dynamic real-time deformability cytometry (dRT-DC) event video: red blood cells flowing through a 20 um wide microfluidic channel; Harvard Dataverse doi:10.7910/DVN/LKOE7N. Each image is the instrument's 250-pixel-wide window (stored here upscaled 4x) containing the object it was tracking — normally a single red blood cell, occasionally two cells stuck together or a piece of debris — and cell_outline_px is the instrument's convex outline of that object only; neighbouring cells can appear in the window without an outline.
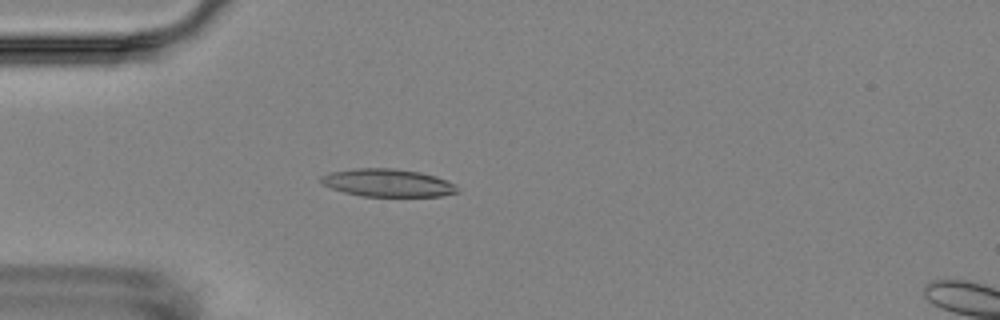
{"species": "Egyptian fruit bat (a non-hibernating species)", "species_latin": "Rousettus aegyptiacus", "temperature_condition": "room temperature", "stored_images_in_passage": 5, "camera_frame_rate_fps": 3000, "um_per_image_px": 0.085, "animal": {"sex": "female"}, "frame": {"image": 1, "passage_image": 4, "time_ms": 5.0, "image_size_px": [1000, 320], "cell_outline_px": [[460, 192], [440, 196], [360, 196], [344, 192], [332, 188], [324, 184], [320, 180], [320, 176], [332, 172], [356, 168], [392, 168], [420, 172], [436, 176], [452, 184]], "centroid_in_image_um": [32.94, 15.54], "position_along_channel_um": 52.1, "area_um2": 21.79}}